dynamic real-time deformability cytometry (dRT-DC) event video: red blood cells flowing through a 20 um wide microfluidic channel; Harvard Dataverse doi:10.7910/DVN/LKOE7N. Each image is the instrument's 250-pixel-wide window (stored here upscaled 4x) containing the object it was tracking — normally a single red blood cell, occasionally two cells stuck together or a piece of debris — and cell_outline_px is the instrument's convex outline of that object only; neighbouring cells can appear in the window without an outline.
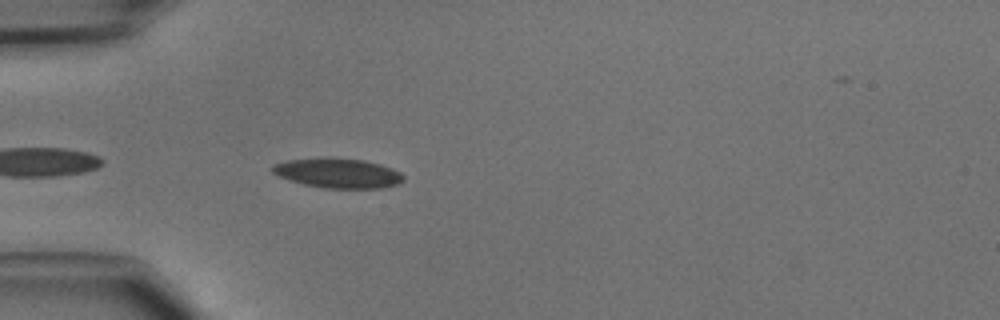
{"species": "common noctule bat (a hibernating species)", "species_latin": "Nyctalus noctula", "temperature_condition": "cold", "stored_images_in_passage": 6, "camera_frame_rate_fps": 3000, "um_per_image_px": 0.085, "animal": {"sex": "male", "body_mass_g": 15.6}, "frame": {"image": 1, "passage_image": 2, "time_ms": 0.333, "image_size_px": [1000, 320], "cell_outline_px": [[404, 180], [396, 184], [384, 188], [324, 188], [304, 184], [280, 176], [272, 172], [272, 164], [288, 160], [324, 156], [364, 160], [380, 164], [392, 168], [400, 172], [404, 176]], "centroid_in_image_um": [28.73, 14.69], "position_along_channel_um": 56.3, "area_um2": 22.83}}